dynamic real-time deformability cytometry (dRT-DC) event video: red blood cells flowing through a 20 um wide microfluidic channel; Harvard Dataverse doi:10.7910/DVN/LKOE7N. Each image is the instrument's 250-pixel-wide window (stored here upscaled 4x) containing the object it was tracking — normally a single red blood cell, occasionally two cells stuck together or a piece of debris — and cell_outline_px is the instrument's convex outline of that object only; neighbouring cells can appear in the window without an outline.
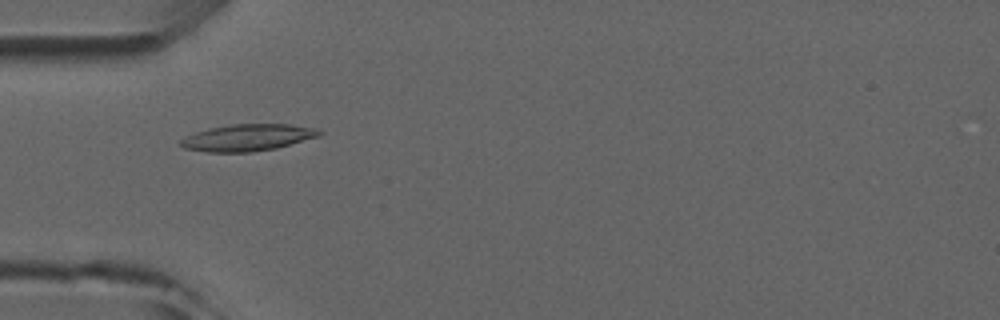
{"species": "common noctule bat (a hibernating species)", "species_latin": "Nyctalus noctula", "temperature_condition": "room temperature", "stored_images_in_passage": 7, "camera_frame_rate_fps": 3000, "um_per_image_px": 0.085, "animal": {"sex": "male", "forearm_length_mm": 52.5}, "frame": {"image": 1, "passage_image": 4, "time_ms": 3.667, "image_size_px": [1000, 320], "cell_outline_px": [[324, 132], [320, 136], [276, 148], [252, 152], [208, 152], [184, 148], [180, 144], [180, 140], [196, 132], [208, 128], [232, 124], [288, 124], [316, 128]], "centroid_in_image_um": [21.08, 11.69], "position_along_channel_um": 63.9, "area_um2": 21.56}}
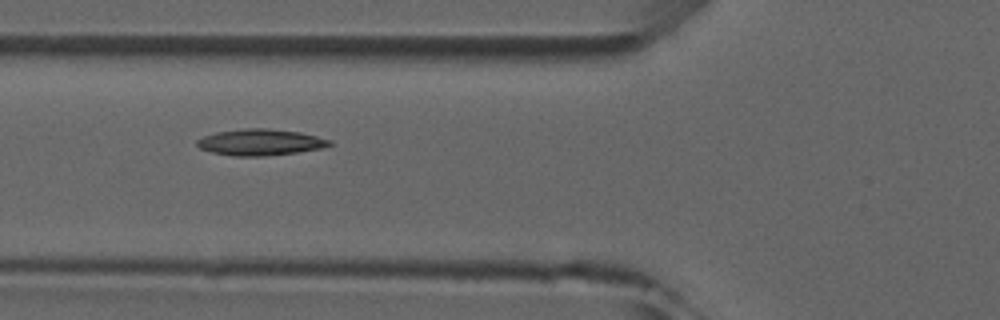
{"frame": {"image": 2, "passage_image": 5, "time_ms": 4.667, "image_size_px": [1000, 320], "cell_outline_px": [[332, 144], [324, 148], [296, 152], [264, 156], [232, 156], [212, 152], [200, 148], [196, 144], [196, 140], [204, 136], [216, 132], [244, 128], [264, 128], [300, 132], [332, 140]], "centroid_in_image_um": [22.13, 12.09], "position_along_channel_um": 103.7, "area_um2": 20.29}}
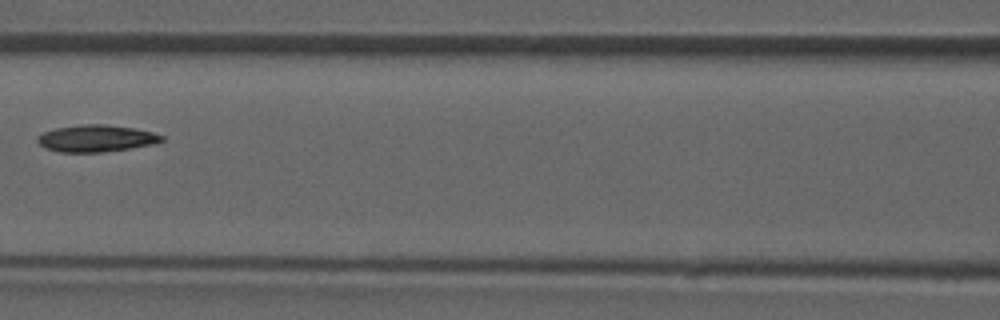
{"frame": {"image": 3, "passage_image": 6, "time_ms": 6.0, "image_size_px": [1000, 320], "cell_outline_px": [[164, 140], [152, 144], [104, 152], [60, 152], [44, 148], [36, 140], [36, 136], [44, 132], [56, 128], [84, 124], [104, 124], [136, 128], [152, 132], [164, 136]], "centroid_in_image_um": [8.15, 11.76], "position_along_channel_um": 158.4, "area_um2": 19.42}}